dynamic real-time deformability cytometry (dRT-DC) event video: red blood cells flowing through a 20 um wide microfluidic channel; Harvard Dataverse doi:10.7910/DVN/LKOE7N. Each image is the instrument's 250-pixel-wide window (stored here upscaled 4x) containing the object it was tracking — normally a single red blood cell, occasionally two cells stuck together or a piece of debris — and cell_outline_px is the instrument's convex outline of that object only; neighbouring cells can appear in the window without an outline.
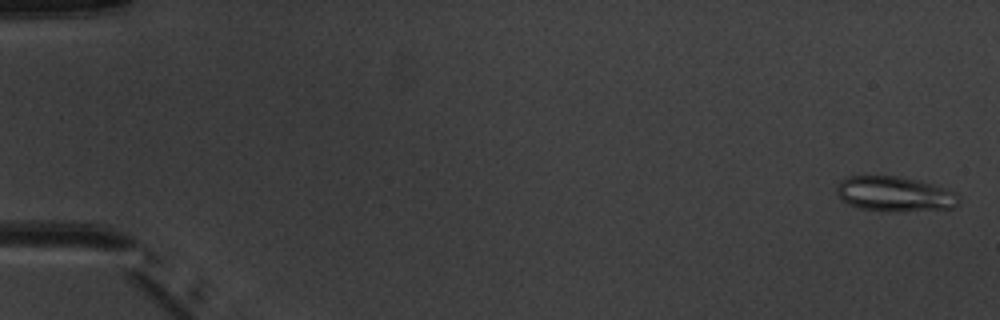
{"species": "common noctule bat (a hibernating species)", "species_latin": "Nyctalus noctula", "temperature_condition": "warm", "stored_images_in_passage": 6, "camera_frame_rate_fps": 3000, "um_per_image_px": 0.085, "animal": {"sex": "male", "body_mass_g": 20.1, "forearm_length_mm": 53.5}, "frame": {"image": 1, "passage_image": 1, "time_ms": 0.0, "image_size_px": [1000, 320], "cell_outline_px": [[960, 204], [956, 208], [904, 212], [884, 212], [860, 208], [848, 204], [840, 200], [836, 192], [836, 188], [840, 180], [848, 176], [900, 176], [932, 184], [956, 192], [960, 196]], "centroid_in_image_um": [76.07, 16.52], "position_along_channel_um": 8.9, "area_um2": 25.55}}
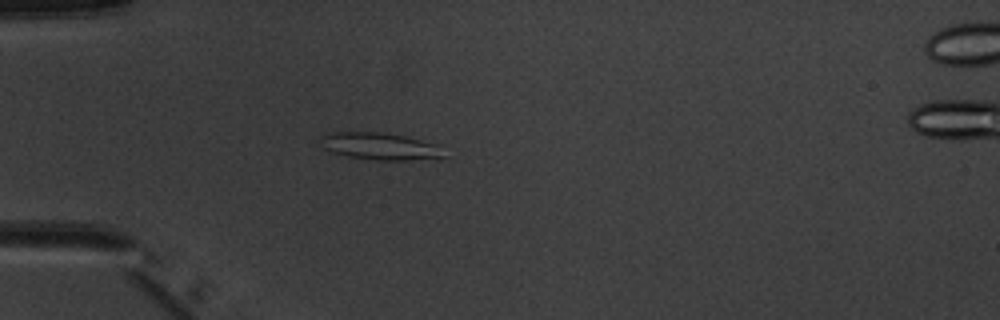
{"frame": {"image": 2, "passage_image": 5, "time_ms": 4.667, "image_size_px": [1000, 320], "cell_outline_px": [[448, 156], [408, 160], [376, 160], [348, 156], [332, 152], [324, 148], [320, 136], [332, 132], [388, 132], [440, 144]], "centroid_in_image_um": [32.37, 12.42], "position_along_channel_um": 52.6, "area_um2": 19.65}}